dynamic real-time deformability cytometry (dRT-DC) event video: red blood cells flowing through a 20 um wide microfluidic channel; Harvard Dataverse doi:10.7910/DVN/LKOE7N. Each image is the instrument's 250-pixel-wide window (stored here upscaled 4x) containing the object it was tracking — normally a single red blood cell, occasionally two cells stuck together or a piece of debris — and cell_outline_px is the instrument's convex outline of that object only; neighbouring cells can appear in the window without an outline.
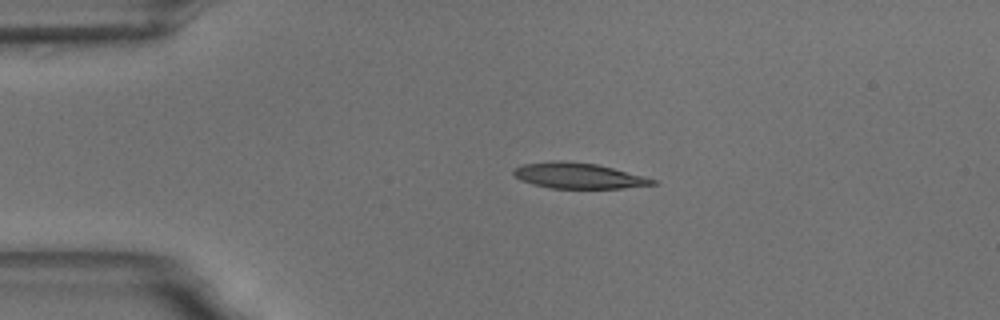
{"species": "common noctule bat (a hibernating species)", "species_latin": "Nyctalus noctula", "temperature_condition": "room temperature", "stored_images_in_passage": 46, "camera_frame_rate_fps": 3000, "um_per_image_px": 0.085, "animal": {"sex": "male", "body_mass_g": 18.8}, "frame": {"image": 1, "passage_image": 1, "time_ms": 0.0, "image_size_px": [1000, 320], "cell_outline_px": [[660, 184], [624, 188], [552, 188], [532, 184], [520, 180], [512, 172], [512, 168], [524, 164], [556, 160], [560, 160], [596, 164], [644, 176], [656, 180]], "centroid_in_image_um": [49.16, 14.94], "position_along_channel_um": 35.8, "area_um2": 20.75}}
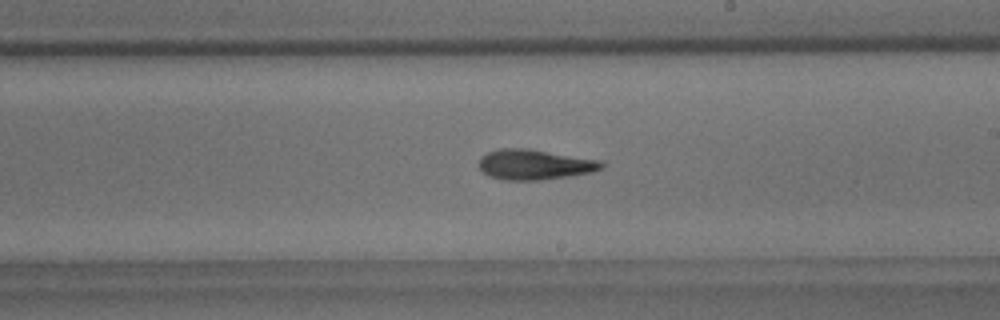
{"frame": {"image": 2, "passage_image": 22, "time_ms": 7.0, "image_size_px": [1000, 320], "cell_outline_px": [[604, 168], [592, 172], [568, 176], [536, 180], [504, 180], [488, 176], [480, 168], [480, 156], [488, 152], [500, 148], [528, 148], [604, 160]], "centroid_in_image_um": [45.48, 13.97], "position_along_channel_um": 243.5, "area_um2": 21.79}}
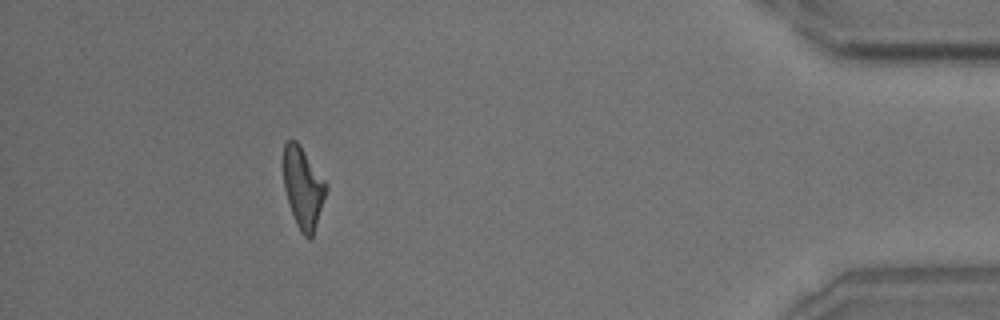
{"frame": {"image": 3, "passage_image": 41, "time_ms": 13.333, "image_size_px": [1000, 320], "cell_outline_px": [[328, 188], [312, 236], [308, 240], [300, 232], [296, 224], [284, 188], [284, 144], [288, 140], [296, 140], [300, 144], [328, 184]], "centroid_in_image_um": [25.78, 15.94], "position_along_channel_um": 409.4, "area_um2": 20.0}, "authors_computed_cell_mechanics": {"area_um2": 21.097, "velocity_mm_per_s": 3.4895, "shape_relaxation_time_tau1_ms": 8.6743, "shape_relaxation_time_tau2_ms": 5.6658, "deformation_change_tau1": 0.2314, "deformation_change_tau2": 0.1652}}